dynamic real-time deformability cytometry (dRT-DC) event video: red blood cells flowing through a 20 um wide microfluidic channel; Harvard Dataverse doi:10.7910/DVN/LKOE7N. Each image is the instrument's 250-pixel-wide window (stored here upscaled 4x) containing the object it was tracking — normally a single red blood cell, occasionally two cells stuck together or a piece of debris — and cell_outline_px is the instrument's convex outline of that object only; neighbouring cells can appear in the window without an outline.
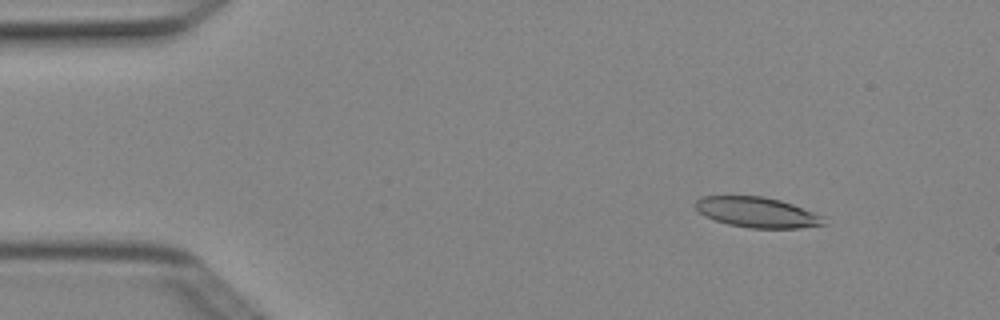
{"species": "Egyptian fruit bat (a non-hibernating species)", "species_latin": "Rousettus aegyptiacus", "temperature_condition": "cold", "stored_images_in_passage": 5, "camera_frame_rate_fps": 3000, "um_per_image_px": 0.085, "animal": {"sex": "female"}, "frame": {"image": 1, "passage_image": 2, "time_ms": 0.333, "image_size_px": [1000, 320], "cell_outline_px": [[828, 224], [800, 228], [748, 228], [728, 224], [704, 216], [692, 204], [700, 196], [764, 196], [780, 200], [792, 204], [824, 216]], "centroid_in_image_um": [64.36, 18.05], "position_along_channel_um": 20.6, "area_um2": 22.89}}
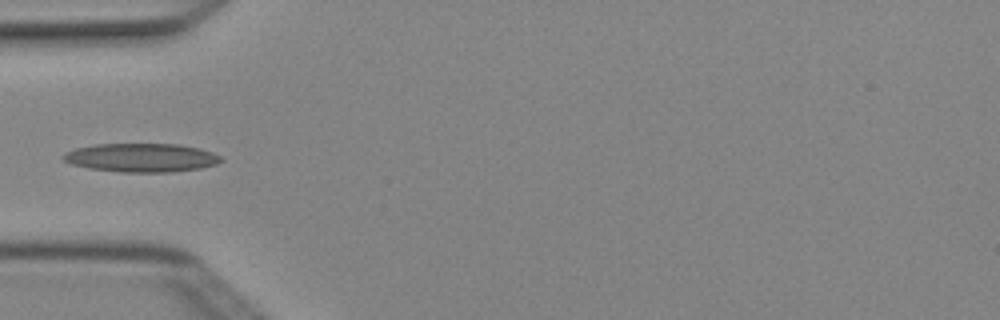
{"frame": {"image": 2, "passage_image": 4, "time_ms": 1.0, "image_size_px": [1000, 320], "cell_outline_px": [[224, 160], [216, 164], [200, 168], [172, 172], [120, 172], [88, 168], [72, 164], [64, 160], [60, 156], [64, 152], [76, 148], [96, 144], [180, 144], [200, 148], [212, 152], [220, 156]], "centroid_in_image_um": [12.01, 13.4], "position_along_channel_um": 73.0, "area_um2": 26.47}}
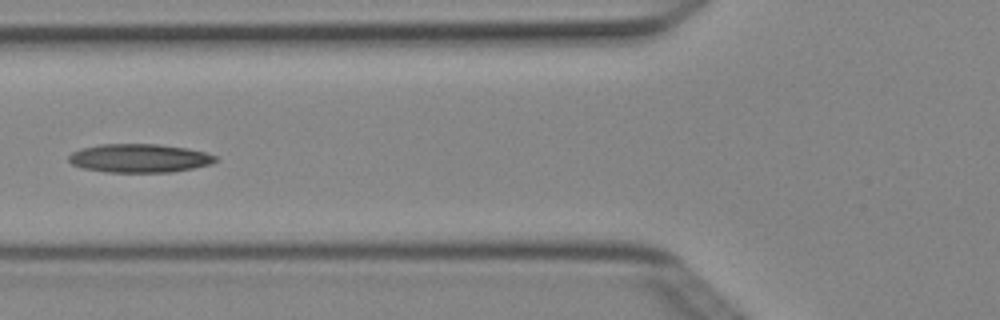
{"frame": {"image": 3, "passage_image": 5, "time_ms": 1.333, "image_size_px": [1000, 320], "cell_outline_px": [[216, 160], [212, 164], [172, 172], [108, 172], [84, 168], [72, 164], [68, 160], [68, 156], [72, 152], [80, 148], [100, 144], [160, 144], [188, 148], [204, 152], [216, 156]], "centroid_in_image_um": [11.84, 13.44], "position_along_channel_um": 114.0, "area_um2": 24.45}}